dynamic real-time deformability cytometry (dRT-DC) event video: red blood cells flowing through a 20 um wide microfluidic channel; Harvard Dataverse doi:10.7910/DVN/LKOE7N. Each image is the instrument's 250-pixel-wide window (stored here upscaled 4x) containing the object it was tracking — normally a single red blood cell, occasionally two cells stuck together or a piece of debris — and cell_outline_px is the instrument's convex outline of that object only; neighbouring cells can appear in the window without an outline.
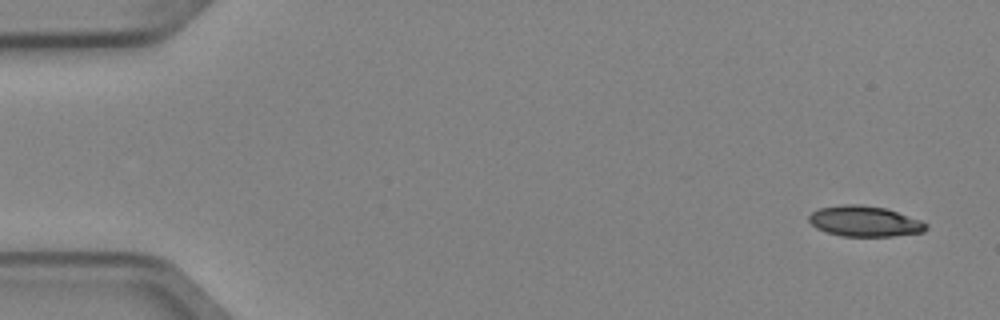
{"species": "Egyptian fruit bat (a non-hibernating species)", "species_latin": "Rousettus aegyptiacus", "temperature_condition": "cold", "stored_images_in_passage": 8, "camera_frame_rate_fps": 3000, "um_per_image_px": 0.085, "animal": {"sex": "female"}, "frame": {"image": 1, "passage_image": 1, "time_ms": 0.0, "image_size_px": [1000, 320], "cell_outline_px": [[928, 228], [924, 232], [892, 236], [840, 236], [816, 228], [808, 220], [808, 216], [812, 212], [820, 208], [848, 204], [860, 204], [884, 208], [920, 220], [928, 224]], "centroid_in_image_um": [73.49, 18.81], "position_along_channel_um": 11.5, "area_um2": 20.69}}
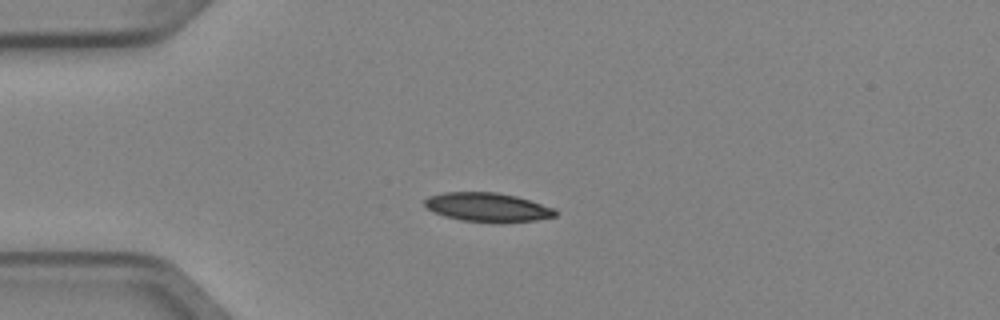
{"frame": {"image": 2, "passage_image": 4, "time_ms": 1.0, "image_size_px": [1000, 320], "cell_outline_px": [[556, 216], [536, 220], [460, 220], [444, 216], [428, 208], [424, 204], [424, 200], [428, 196], [444, 192], [496, 192], [516, 196], [556, 208]], "centroid_in_image_um": [41.42, 17.57], "position_along_channel_um": 43.6, "area_um2": 21.27}}
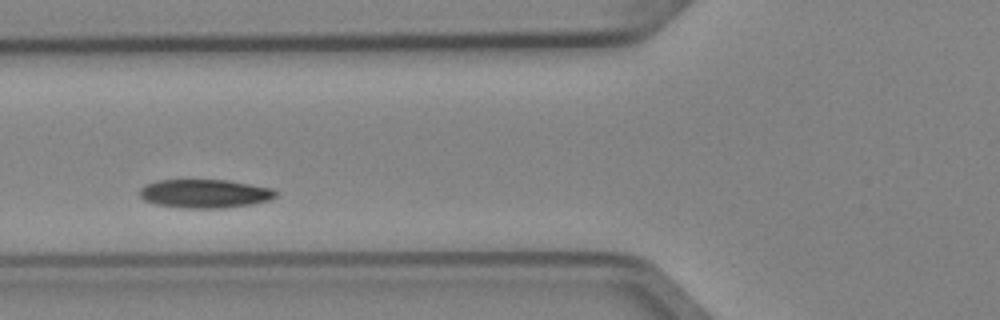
{"frame": {"image": 3, "passage_image": 6, "time_ms": 1.667, "image_size_px": [1000, 320], "cell_outline_px": [[276, 196], [268, 200], [252, 204], [224, 208], [184, 208], [156, 204], [144, 200], [140, 196], [140, 188], [144, 184], [160, 180], [228, 180], [272, 188], [276, 192]], "centroid_in_image_um": [17.39, 16.45], "position_along_channel_um": 108.4, "area_um2": 22.66}}